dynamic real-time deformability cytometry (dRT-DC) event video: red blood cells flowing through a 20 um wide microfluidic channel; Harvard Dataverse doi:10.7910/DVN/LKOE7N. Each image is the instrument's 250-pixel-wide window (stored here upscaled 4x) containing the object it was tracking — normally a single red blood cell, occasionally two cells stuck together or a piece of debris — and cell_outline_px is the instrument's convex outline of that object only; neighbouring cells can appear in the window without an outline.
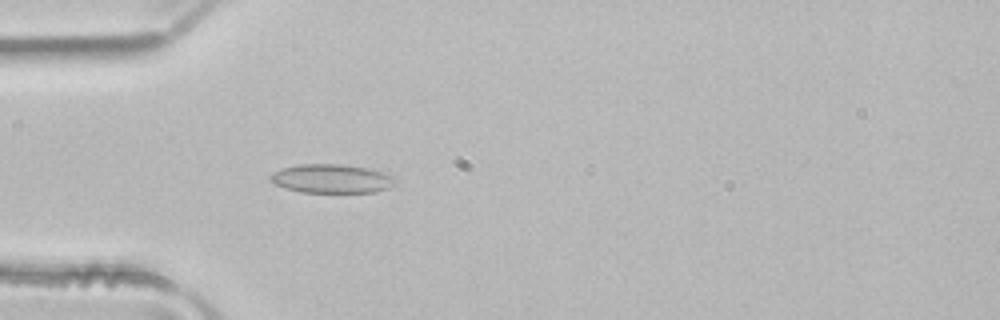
{"species": "common noctule bat (a hibernating species)", "species_latin": "Nyctalus noctula", "temperature_condition": "room temperature", "stored_images_in_passage": 50, "camera_frame_rate_fps": 3000, "um_per_image_px": 0.085, "animal": {"sex": "male", "body_mass_g": 21.5, "forearm_length_mm": 52.0}, "frame": {"image": 1, "passage_image": 15, "time_ms": 4.667, "image_size_px": [1000, 320], "cell_outline_px": [[396, 180], [388, 188], [376, 192], [300, 192], [284, 188], [276, 184], [268, 176], [272, 172], [280, 168], [300, 164], [340, 164], [364, 168], [380, 172], [392, 176]], "centroid_in_image_um": [28.12, 15.19], "position_along_channel_um": 56.9, "area_um2": 20.75}}
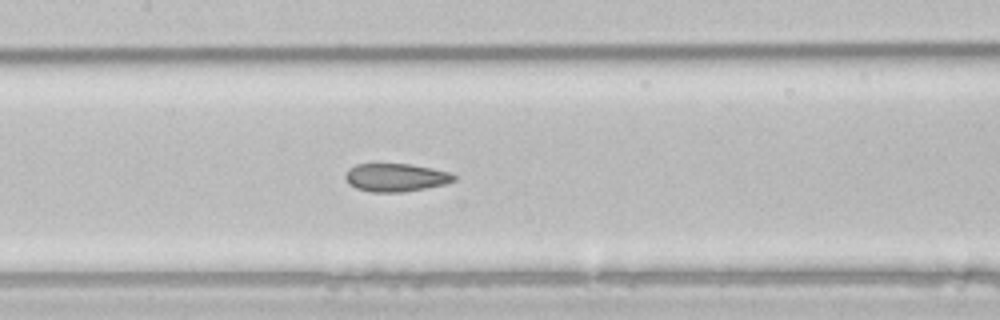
{"frame": {"image": 2, "passage_image": 24, "time_ms": 7.667, "image_size_px": [1000, 320], "cell_outline_px": [[456, 180], [444, 184], [404, 192], [368, 192], [356, 188], [348, 184], [344, 176], [348, 168], [356, 164], [412, 164], [432, 168], [448, 172], [456, 176]], "centroid_in_image_um": [33.6, 15.09], "position_along_channel_um": 173.8, "area_um2": 17.86}}
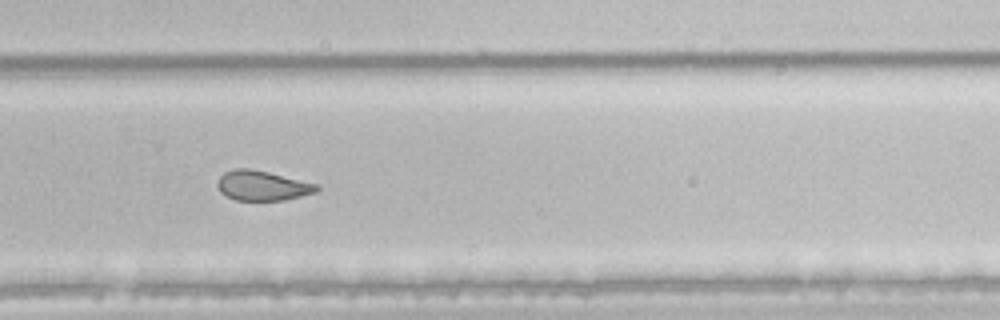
{"frame": {"image": 3, "passage_image": 34, "time_ms": 11.0, "image_size_px": [1000, 320], "cell_outline_px": [[320, 188], [316, 192], [284, 200], [236, 200], [220, 192], [216, 184], [220, 176], [224, 172], [232, 168], [248, 168], [268, 172], [320, 184]], "centroid_in_image_um": [22.3, 15.77], "position_along_channel_um": 307.5, "area_um2": 17.34}, "authors_computed_cell_mechanics": {"area_um2": 20.7791, "velocity_mm_per_s": 4.0369, "shape_relaxation_time_tau1_ms": null, "shape_relaxation_time_tau2_ms": 2.1441, "deformation_change_tau1": null, "deformation_change_tau2": 0.0658}}